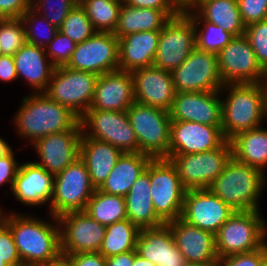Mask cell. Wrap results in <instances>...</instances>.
Here are the masks:
<instances>
[{
  "label": "cell",
  "mask_w": 267,
  "mask_h": 266,
  "mask_svg": "<svg viewBox=\"0 0 267 266\" xmlns=\"http://www.w3.org/2000/svg\"><path fill=\"white\" fill-rule=\"evenodd\" d=\"M187 9H193L204 21L220 26L234 36L245 33L246 25L237 0H196Z\"/></svg>",
  "instance_id": "1f68e13d"
},
{
  "label": "cell",
  "mask_w": 267,
  "mask_h": 266,
  "mask_svg": "<svg viewBox=\"0 0 267 266\" xmlns=\"http://www.w3.org/2000/svg\"><path fill=\"white\" fill-rule=\"evenodd\" d=\"M74 266H106V258L99 252L68 254Z\"/></svg>",
  "instance_id": "f907efd6"
},
{
  "label": "cell",
  "mask_w": 267,
  "mask_h": 266,
  "mask_svg": "<svg viewBox=\"0 0 267 266\" xmlns=\"http://www.w3.org/2000/svg\"><path fill=\"white\" fill-rule=\"evenodd\" d=\"M232 158V145L225 141L211 151L183 155H171L182 185L187 189H207L221 174Z\"/></svg>",
  "instance_id": "30bf717a"
},
{
  "label": "cell",
  "mask_w": 267,
  "mask_h": 266,
  "mask_svg": "<svg viewBox=\"0 0 267 266\" xmlns=\"http://www.w3.org/2000/svg\"><path fill=\"white\" fill-rule=\"evenodd\" d=\"M135 258V250L106 258V266H132Z\"/></svg>",
  "instance_id": "f5cc1de1"
},
{
  "label": "cell",
  "mask_w": 267,
  "mask_h": 266,
  "mask_svg": "<svg viewBox=\"0 0 267 266\" xmlns=\"http://www.w3.org/2000/svg\"><path fill=\"white\" fill-rule=\"evenodd\" d=\"M97 78L92 72L56 67L44 93L80 118L92 103Z\"/></svg>",
  "instance_id": "9c48e42d"
},
{
  "label": "cell",
  "mask_w": 267,
  "mask_h": 266,
  "mask_svg": "<svg viewBox=\"0 0 267 266\" xmlns=\"http://www.w3.org/2000/svg\"><path fill=\"white\" fill-rule=\"evenodd\" d=\"M240 16L247 26L267 19V0H237Z\"/></svg>",
  "instance_id": "f6af8a7d"
},
{
  "label": "cell",
  "mask_w": 267,
  "mask_h": 266,
  "mask_svg": "<svg viewBox=\"0 0 267 266\" xmlns=\"http://www.w3.org/2000/svg\"><path fill=\"white\" fill-rule=\"evenodd\" d=\"M220 91L176 93L169 111L171 121H190L222 126Z\"/></svg>",
  "instance_id": "d6986e66"
},
{
  "label": "cell",
  "mask_w": 267,
  "mask_h": 266,
  "mask_svg": "<svg viewBox=\"0 0 267 266\" xmlns=\"http://www.w3.org/2000/svg\"><path fill=\"white\" fill-rule=\"evenodd\" d=\"M184 11L191 17L195 26L197 48L218 54L235 37L222 27L204 21L193 9H186Z\"/></svg>",
  "instance_id": "d590c367"
},
{
  "label": "cell",
  "mask_w": 267,
  "mask_h": 266,
  "mask_svg": "<svg viewBox=\"0 0 267 266\" xmlns=\"http://www.w3.org/2000/svg\"><path fill=\"white\" fill-rule=\"evenodd\" d=\"M0 266H9V265L0 257Z\"/></svg>",
  "instance_id": "6125c7cd"
},
{
  "label": "cell",
  "mask_w": 267,
  "mask_h": 266,
  "mask_svg": "<svg viewBox=\"0 0 267 266\" xmlns=\"http://www.w3.org/2000/svg\"><path fill=\"white\" fill-rule=\"evenodd\" d=\"M123 0H85L81 6L97 32L114 33Z\"/></svg>",
  "instance_id": "8d00e7d4"
},
{
  "label": "cell",
  "mask_w": 267,
  "mask_h": 266,
  "mask_svg": "<svg viewBox=\"0 0 267 266\" xmlns=\"http://www.w3.org/2000/svg\"><path fill=\"white\" fill-rule=\"evenodd\" d=\"M12 121L17 135L30 141L28 145L49 134L82 130L80 118L45 93L32 92L24 96Z\"/></svg>",
  "instance_id": "7a4b0ae2"
},
{
  "label": "cell",
  "mask_w": 267,
  "mask_h": 266,
  "mask_svg": "<svg viewBox=\"0 0 267 266\" xmlns=\"http://www.w3.org/2000/svg\"><path fill=\"white\" fill-rule=\"evenodd\" d=\"M260 266H267V252L262 256V262Z\"/></svg>",
  "instance_id": "94428289"
},
{
  "label": "cell",
  "mask_w": 267,
  "mask_h": 266,
  "mask_svg": "<svg viewBox=\"0 0 267 266\" xmlns=\"http://www.w3.org/2000/svg\"><path fill=\"white\" fill-rule=\"evenodd\" d=\"M58 30L76 44L83 42L97 32L87 17L85 9L79 4H76L70 11Z\"/></svg>",
  "instance_id": "f35d334b"
},
{
  "label": "cell",
  "mask_w": 267,
  "mask_h": 266,
  "mask_svg": "<svg viewBox=\"0 0 267 266\" xmlns=\"http://www.w3.org/2000/svg\"><path fill=\"white\" fill-rule=\"evenodd\" d=\"M225 141L221 126L171 121L169 157L211 151L219 148Z\"/></svg>",
  "instance_id": "ac0fdd59"
},
{
  "label": "cell",
  "mask_w": 267,
  "mask_h": 266,
  "mask_svg": "<svg viewBox=\"0 0 267 266\" xmlns=\"http://www.w3.org/2000/svg\"><path fill=\"white\" fill-rule=\"evenodd\" d=\"M12 150V147L5 141L2 137H0V157L9 153Z\"/></svg>",
  "instance_id": "9f6ffc18"
},
{
  "label": "cell",
  "mask_w": 267,
  "mask_h": 266,
  "mask_svg": "<svg viewBox=\"0 0 267 266\" xmlns=\"http://www.w3.org/2000/svg\"><path fill=\"white\" fill-rule=\"evenodd\" d=\"M180 12L138 8L123 3L113 34L119 39L131 33L161 30L172 17L177 16Z\"/></svg>",
  "instance_id": "4dcf8cb0"
},
{
  "label": "cell",
  "mask_w": 267,
  "mask_h": 266,
  "mask_svg": "<svg viewBox=\"0 0 267 266\" xmlns=\"http://www.w3.org/2000/svg\"><path fill=\"white\" fill-rule=\"evenodd\" d=\"M43 266H74V264L68 255L60 253L56 258Z\"/></svg>",
  "instance_id": "db71d44e"
},
{
  "label": "cell",
  "mask_w": 267,
  "mask_h": 266,
  "mask_svg": "<svg viewBox=\"0 0 267 266\" xmlns=\"http://www.w3.org/2000/svg\"><path fill=\"white\" fill-rule=\"evenodd\" d=\"M244 35L254 50L259 64L267 72V19L247 25Z\"/></svg>",
  "instance_id": "7bdbcfd3"
},
{
  "label": "cell",
  "mask_w": 267,
  "mask_h": 266,
  "mask_svg": "<svg viewBox=\"0 0 267 266\" xmlns=\"http://www.w3.org/2000/svg\"><path fill=\"white\" fill-rule=\"evenodd\" d=\"M122 153L110 143L85 137L82 134L80 158L84 161L91 183L96 189L106 181Z\"/></svg>",
  "instance_id": "f1b7e54d"
},
{
  "label": "cell",
  "mask_w": 267,
  "mask_h": 266,
  "mask_svg": "<svg viewBox=\"0 0 267 266\" xmlns=\"http://www.w3.org/2000/svg\"><path fill=\"white\" fill-rule=\"evenodd\" d=\"M123 3L138 7L162 11H182L173 0H123Z\"/></svg>",
  "instance_id": "681fc988"
},
{
  "label": "cell",
  "mask_w": 267,
  "mask_h": 266,
  "mask_svg": "<svg viewBox=\"0 0 267 266\" xmlns=\"http://www.w3.org/2000/svg\"><path fill=\"white\" fill-rule=\"evenodd\" d=\"M119 40L110 32H96L76 45L66 67L98 76L119 69Z\"/></svg>",
  "instance_id": "9a60e30c"
},
{
  "label": "cell",
  "mask_w": 267,
  "mask_h": 266,
  "mask_svg": "<svg viewBox=\"0 0 267 266\" xmlns=\"http://www.w3.org/2000/svg\"><path fill=\"white\" fill-rule=\"evenodd\" d=\"M267 221L260 210L234 212L215 235L219 259L247 253L267 242Z\"/></svg>",
  "instance_id": "5b68a950"
},
{
  "label": "cell",
  "mask_w": 267,
  "mask_h": 266,
  "mask_svg": "<svg viewBox=\"0 0 267 266\" xmlns=\"http://www.w3.org/2000/svg\"><path fill=\"white\" fill-rule=\"evenodd\" d=\"M85 137L110 143L123 153L138 152V141L127 111L88 109L80 117Z\"/></svg>",
  "instance_id": "8fae6325"
},
{
  "label": "cell",
  "mask_w": 267,
  "mask_h": 266,
  "mask_svg": "<svg viewBox=\"0 0 267 266\" xmlns=\"http://www.w3.org/2000/svg\"><path fill=\"white\" fill-rule=\"evenodd\" d=\"M232 156L241 163L266 173L267 128L262 126L237 134L230 140Z\"/></svg>",
  "instance_id": "d6a6232c"
},
{
  "label": "cell",
  "mask_w": 267,
  "mask_h": 266,
  "mask_svg": "<svg viewBox=\"0 0 267 266\" xmlns=\"http://www.w3.org/2000/svg\"><path fill=\"white\" fill-rule=\"evenodd\" d=\"M195 47V26L191 17L181 11L160 30L153 65L171 72L187 59Z\"/></svg>",
  "instance_id": "7c38bea8"
},
{
  "label": "cell",
  "mask_w": 267,
  "mask_h": 266,
  "mask_svg": "<svg viewBox=\"0 0 267 266\" xmlns=\"http://www.w3.org/2000/svg\"><path fill=\"white\" fill-rule=\"evenodd\" d=\"M21 20L24 25L27 42L38 47L45 48L58 31L55 25L51 24L31 8L22 15Z\"/></svg>",
  "instance_id": "74e56055"
},
{
  "label": "cell",
  "mask_w": 267,
  "mask_h": 266,
  "mask_svg": "<svg viewBox=\"0 0 267 266\" xmlns=\"http://www.w3.org/2000/svg\"><path fill=\"white\" fill-rule=\"evenodd\" d=\"M132 266H157V265H155L148 259L142 258L140 255L137 254V251L135 250V258Z\"/></svg>",
  "instance_id": "11a10c76"
},
{
  "label": "cell",
  "mask_w": 267,
  "mask_h": 266,
  "mask_svg": "<svg viewBox=\"0 0 267 266\" xmlns=\"http://www.w3.org/2000/svg\"><path fill=\"white\" fill-rule=\"evenodd\" d=\"M140 229L129 219L106 226V233L99 249L105 258L136 250Z\"/></svg>",
  "instance_id": "836d02e7"
},
{
  "label": "cell",
  "mask_w": 267,
  "mask_h": 266,
  "mask_svg": "<svg viewBox=\"0 0 267 266\" xmlns=\"http://www.w3.org/2000/svg\"><path fill=\"white\" fill-rule=\"evenodd\" d=\"M76 4L81 5L85 0H73Z\"/></svg>",
  "instance_id": "be15d7a7"
},
{
  "label": "cell",
  "mask_w": 267,
  "mask_h": 266,
  "mask_svg": "<svg viewBox=\"0 0 267 266\" xmlns=\"http://www.w3.org/2000/svg\"><path fill=\"white\" fill-rule=\"evenodd\" d=\"M95 190L87 167L79 157L55 175L54 191L48 214L59 217L67 212L84 211Z\"/></svg>",
  "instance_id": "52a82bcc"
},
{
  "label": "cell",
  "mask_w": 267,
  "mask_h": 266,
  "mask_svg": "<svg viewBox=\"0 0 267 266\" xmlns=\"http://www.w3.org/2000/svg\"><path fill=\"white\" fill-rule=\"evenodd\" d=\"M85 211L105 226L127 219L125 197L110 195L99 189L89 199Z\"/></svg>",
  "instance_id": "e575fe53"
},
{
  "label": "cell",
  "mask_w": 267,
  "mask_h": 266,
  "mask_svg": "<svg viewBox=\"0 0 267 266\" xmlns=\"http://www.w3.org/2000/svg\"><path fill=\"white\" fill-rule=\"evenodd\" d=\"M7 213L2 210L0 219L12 232L23 266L46 265L61 253L58 217L49 214L51 222L31 214Z\"/></svg>",
  "instance_id": "6da1fadb"
},
{
  "label": "cell",
  "mask_w": 267,
  "mask_h": 266,
  "mask_svg": "<svg viewBox=\"0 0 267 266\" xmlns=\"http://www.w3.org/2000/svg\"><path fill=\"white\" fill-rule=\"evenodd\" d=\"M170 73L176 93L220 91L223 87L217 54L197 47Z\"/></svg>",
  "instance_id": "5bb4252c"
},
{
  "label": "cell",
  "mask_w": 267,
  "mask_h": 266,
  "mask_svg": "<svg viewBox=\"0 0 267 266\" xmlns=\"http://www.w3.org/2000/svg\"><path fill=\"white\" fill-rule=\"evenodd\" d=\"M13 149L0 157V186L9 183L12 189L20 163L15 159Z\"/></svg>",
  "instance_id": "7dc6e473"
},
{
  "label": "cell",
  "mask_w": 267,
  "mask_h": 266,
  "mask_svg": "<svg viewBox=\"0 0 267 266\" xmlns=\"http://www.w3.org/2000/svg\"><path fill=\"white\" fill-rule=\"evenodd\" d=\"M217 61L223 85L261 83L267 77L245 35L235 36L217 54Z\"/></svg>",
  "instance_id": "4fadbf2b"
},
{
  "label": "cell",
  "mask_w": 267,
  "mask_h": 266,
  "mask_svg": "<svg viewBox=\"0 0 267 266\" xmlns=\"http://www.w3.org/2000/svg\"><path fill=\"white\" fill-rule=\"evenodd\" d=\"M179 252L189 263H218L215 235L181 218L167 222Z\"/></svg>",
  "instance_id": "603a6c76"
},
{
  "label": "cell",
  "mask_w": 267,
  "mask_h": 266,
  "mask_svg": "<svg viewBox=\"0 0 267 266\" xmlns=\"http://www.w3.org/2000/svg\"><path fill=\"white\" fill-rule=\"evenodd\" d=\"M185 266H218V263H189L187 262Z\"/></svg>",
  "instance_id": "91938a15"
},
{
  "label": "cell",
  "mask_w": 267,
  "mask_h": 266,
  "mask_svg": "<svg viewBox=\"0 0 267 266\" xmlns=\"http://www.w3.org/2000/svg\"><path fill=\"white\" fill-rule=\"evenodd\" d=\"M0 257L9 266H23L10 228L0 219Z\"/></svg>",
  "instance_id": "ee69618b"
},
{
  "label": "cell",
  "mask_w": 267,
  "mask_h": 266,
  "mask_svg": "<svg viewBox=\"0 0 267 266\" xmlns=\"http://www.w3.org/2000/svg\"><path fill=\"white\" fill-rule=\"evenodd\" d=\"M55 175L35 162H20L11 192L24 205L36 207L50 205Z\"/></svg>",
  "instance_id": "7402d4cb"
},
{
  "label": "cell",
  "mask_w": 267,
  "mask_h": 266,
  "mask_svg": "<svg viewBox=\"0 0 267 266\" xmlns=\"http://www.w3.org/2000/svg\"><path fill=\"white\" fill-rule=\"evenodd\" d=\"M18 79L13 56L0 54V81L5 83Z\"/></svg>",
  "instance_id": "816d5d0a"
},
{
  "label": "cell",
  "mask_w": 267,
  "mask_h": 266,
  "mask_svg": "<svg viewBox=\"0 0 267 266\" xmlns=\"http://www.w3.org/2000/svg\"><path fill=\"white\" fill-rule=\"evenodd\" d=\"M137 254L157 266H185L186 259L175 245L167 223L159 227L141 229L136 244Z\"/></svg>",
  "instance_id": "d4e9b609"
},
{
  "label": "cell",
  "mask_w": 267,
  "mask_h": 266,
  "mask_svg": "<svg viewBox=\"0 0 267 266\" xmlns=\"http://www.w3.org/2000/svg\"><path fill=\"white\" fill-rule=\"evenodd\" d=\"M234 212L208 189H190L185 193L180 218L190 225L216 235Z\"/></svg>",
  "instance_id": "e0dca14e"
},
{
  "label": "cell",
  "mask_w": 267,
  "mask_h": 266,
  "mask_svg": "<svg viewBox=\"0 0 267 266\" xmlns=\"http://www.w3.org/2000/svg\"><path fill=\"white\" fill-rule=\"evenodd\" d=\"M263 98H264V115L265 119H267V77L261 82Z\"/></svg>",
  "instance_id": "6f0895ef"
},
{
  "label": "cell",
  "mask_w": 267,
  "mask_h": 266,
  "mask_svg": "<svg viewBox=\"0 0 267 266\" xmlns=\"http://www.w3.org/2000/svg\"><path fill=\"white\" fill-rule=\"evenodd\" d=\"M174 3L182 10L189 8L196 0H173Z\"/></svg>",
  "instance_id": "680465c9"
},
{
  "label": "cell",
  "mask_w": 267,
  "mask_h": 266,
  "mask_svg": "<svg viewBox=\"0 0 267 266\" xmlns=\"http://www.w3.org/2000/svg\"><path fill=\"white\" fill-rule=\"evenodd\" d=\"M131 74L135 102L170 111L176 91L169 71L152 65Z\"/></svg>",
  "instance_id": "44dd1931"
},
{
  "label": "cell",
  "mask_w": 267,
  "mask_h": 266,
  "mask_svg": "<svg viewBox=\"0 0 267 266\" xmlns=\"http://www.w3.org/2000/svg\"><path fill=\"white\" fill-rule=\"evenodd\" d=\"M127 116L137 137L138 152L152 158H169V112L134 102L127 109Z\"/></svg>",
  "instance_id": "8992f818"
},
{
  "label": "cell",
  "mask_w": 267,
  "mask_h": 266,
  "mask_svg": "<svg viewBox=\"0 0 267 266\" xmlns=\"http://www.w3.org/2000/svg\"><path fill=\"white\" fill-rule=\"evenodd\" d=\"M26 42V33L21 18L0 19L2 55L13 56Z\"/></svg>",
  "instance_id": "ab89813d"
},
{
  "label": "cell",
  "mask_w": 267,
  "mask_h": 266,
  "mask_svg": "<svg viewBox=\"0 0 267 266\" xmlns=\"http://www.w3.org/2000/svg\"><path fill=\"white\" fill-rule=\"evenodd\" d=\"M61 253L99 252L106 226L92 219L86 211L67 212L58 217Z\"/></svg>",
  "instance_id": "2e32d148"
},
{
  "label": "cell",
  "mask_w": 267,
  "mask_h": 266,
  "mask_svg": "<svg viewBox=\"0 0 267 266\" xmlns=\"http://www.w3.org/2000/svg\"><path fill=\"white\" fill-rule=\"evenodd\" d=\"M30 8V0H0V18H21Z\"/></svg>",
  "instance_id": "c3c4849f"
},
{
  "label": "cell",
  "mask_w": 267,
  "mask_h": 266,
  "mask_svg": "<svg viewBox=\"0 0 267 266\" xmlns=\"http://www.w3.org/2000/svg\"><path fill=\"white\" fill-rule=\"evenodd\" d=\"M266 176L262 170L241 163L232 156L207 189L235 212L260 210L258 199L267 185Z\"/></svg>",
  "instance_id": "3957f363"
},
{
  "label": "cell",
  "mask_w": 267,
  "mask_h": 266,
  "mask_svg": "<svg viewBox=\"0 0 267 266\" xmlns=\"http://www.w3.org/2000/svg\"><path fill=\"white\" fill-rule=\"evenodd\" d=\"M82 130H67L49 134L36 140L32 146L39 161H33L56 175L80 157Z\"/></svg>",
  "instance_id": "ffe728a7"
},
{
  "label": "cell",
  "mask_w": 267,
  "mask_h": 266,
  "mask_svg": "<svg viewBox=\"0 0 267 266\" xmlns=\"http://www.w3.org/2000/svg\"><path fill=\"white\" fill-rule=\"evenodd\" d=\"M18 78L24 79L33 93H44L55 66L46 55L45 48L26 42L14 55Z\"/></svg>",
  "instance_id": "484cf974"
},
{
  "label": "cell",
  "mask_w": 267,
  "mask_h": 266,
  "mask_svg": "<svg viewBox=\"0 0 267 266\" xmlns=\"http://www.w3.org/2000/svg\"><path fill=\"white\" fill-rule=\"evenodd\" d=\"M267 252V242L259 249L230 255L219 259L218 266H260L262 256Z\"/></svg>",
  "instance_id": "bcb514c9"
},
{
  "label": "cell",
  "mask_w": 267,
  "mask_h": 266,
  "mask_svg": "<svg viewBox=\"0 0 267 266\" xmlns=\"http://www.w3.org/2000/svg\"><path fill=\"white\" fill-rule=\"evenodd\" d=\"M160 30L142 31L119 38V70L133 72L152 66Z\"/></svg>",
  "instance_id": "4316f807"
},
{
  "label": "cell",
  "mask_w": 267,
  "mask_h": 266,
  "mask_svg": "<svg viewBox=\"0 0 267 266\" xmlns=\"http://www.w3.org/2000/svg\"><path fill=\"white\" fill-rule=\"evenodd\" d=\"M228 92H227V91ZM222 99V132L227 141L237 134L262 126L265 119L261 83L224 84Z\"/></svg>",
  "instance_id": "277c9868"
},
{
  "label": "cell",
  "mask_w": 267,
  "mask_h": 266,
  "mask_svg": "<svg viewBox=\"0 0 267 266\" xmlns=\"http://www.w3.org/2000/svg\"><path fill=\"white\" fill-rule=\"evenodd\" d=\"M75 5L73 0H30V8L57 28Z\"/></svg>",
  "instance_id": "60d3db41"
},
{
  "label": "cell",
  "mask_w": 267,
  "mask_h": 266,
  "mask_svg": "<svg viewBox=\"0 0 267 266\" xmlns=\"http://www.w3.org/2000/svg\"><path fill=\"white\" fill-rule=\"evenodd\" d=\"M150 181L153 207L165 222L181 217L187 189L182 185L175 165L168 158H152Z\"/></svg>",
  "instance_id": "ba28073f"
},
{
  "label": "cell",
  "mask_w": 267,
  "mask_h": 266,
  "mask_svg": "<svg viewBox=\"0 0 267 266\" xmlns=\"http://www.w3.org/2000/svg\"><path fill=\"white\" fill-rule=\"evenodd\" d=\"M134 102L132 74L118 69L98 76L89 109L127 111Z\"/></svg>",
  "instance_id": "cb8c5ba5"
},
{
  "label": "cell",
  "mask_w": 267,
  "mask_h": 266,
  "mask_svg": "<svg viewBox=\"0 0 267 266\" xmlns=\"http://www.w3.org/2000/svg\"><path fill=\"white\" fill-rule=\"evenodd\" d=\"M150 181V163L145 172L138 177L125 196L127 219L140 230L159 227L165 222L156 214Z\"/></svg>",
  "instance_id": "83f0119b"
},
{
  "label": "cell",
  "mask_w": 267,
  "mask_h": 266,
  "mask_svg": "<svg viewBox=\"0 0 267 266\" xmlns=\"http://www.w3.org/2000/svg\"><path fill=\"white\" fill-rule=\"evenodd\" d=\"M76 43L59 30L45 47L46 55L55 67L66 66L76 48Z\"/></svg>",
  "instance_id": "b9f144b4"
},
{
  "label": "cell",
  "mask_w": 267,
  "mask_h": 266,
  "mask_svg": "<svg viewBox=\"0 0 267 266\" xmlns=\"http://www.w3.org/2000/svg\"><path fill=\"white\" fill-rule=\"evenodd\" d=\"M152 157L140 152L122 153L100 191L125 197L134 182L142 175Z\"/></svg>",
  "instance_id": "f546056e"
}]
</instances>
